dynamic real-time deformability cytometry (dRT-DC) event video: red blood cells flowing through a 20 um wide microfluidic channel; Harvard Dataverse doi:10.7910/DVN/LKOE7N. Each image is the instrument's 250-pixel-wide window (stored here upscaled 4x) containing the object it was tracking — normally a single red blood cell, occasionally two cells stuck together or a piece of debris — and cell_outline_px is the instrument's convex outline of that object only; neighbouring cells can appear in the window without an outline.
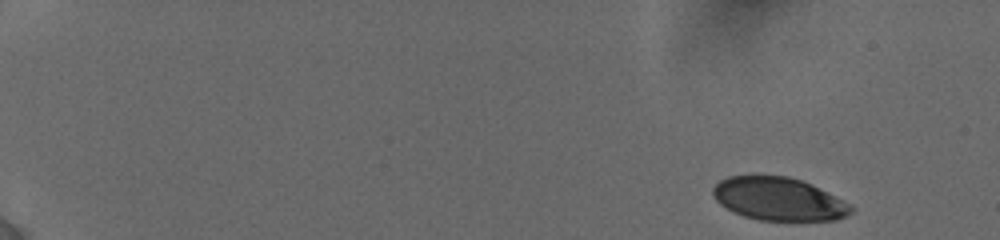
{"species": "human", "species_latin": "Homo sapiens", "temperature_condition": "cold", "stored_images_in_passage": 11, "camera_frame_rate_fps": 3000, "um_per_image_px": 0.085, "donor": {"sex": "female"}, "frame": {"image": 1, "passage_image": 1, "time_ms": 0.0, "image_size_px": [1000, 240], "cell_outline_px": [[856, 208], [852, 212], [836, 220], [760, 220], [744, 216], [720, 204], [716, 200], [712, 192], [712, 188], [720, 180], [728, 176], [752, 172], [788, 176], [812, 184]], "centroid_in_image_um": [66.13, 16.86], "position_along_channel_um": 18.9, "area_um2": 35.08}}
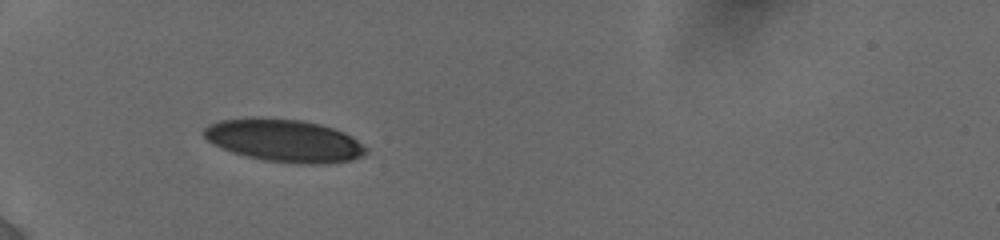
{"frame": {"image": 2, "passage_image": 7, "time_ms": 5.0, "image_size_px": [1000, 240], "cell_outline_px": [[368, 152], [352, 160], [328, 164], [300, 164], [264, 160], [232, 152], [208, 140], [204, 136], [204, 128], [208, 124], [220, 120], [248, 116], [256, 116], [304, 120], [320, 124], [344, 132], [368, 148]], "centroid_in_image_um": [24.16, 11.93], "position_along_channel_um": 60.8, "area_um2": 40.52}}
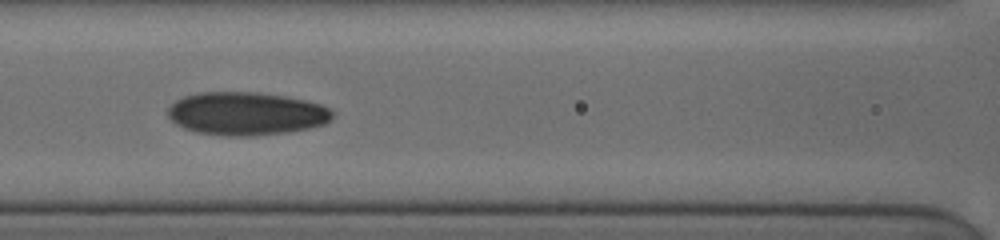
{"frame": {"image": 3, "passage_image": 10, "time_ms": 7.667, "image_size_px": [1000, 240], "cell_outline_px": [[332, 116], [324, 124], [308, 128], [288, 132], [256, 136], [224, 136], [196, 132], [184, 128], [176, 124], [168, 116], [168, 108], [176, 100], [184, 96], [200, 92], [256, 92], [284, 96], [304, 100], [320, 104], [328, 108], [332, 112]], "centroid_in_image_um": [20.9, 9.66], "position_along_channel_um": 145.7, "area_um2": 41.27}}